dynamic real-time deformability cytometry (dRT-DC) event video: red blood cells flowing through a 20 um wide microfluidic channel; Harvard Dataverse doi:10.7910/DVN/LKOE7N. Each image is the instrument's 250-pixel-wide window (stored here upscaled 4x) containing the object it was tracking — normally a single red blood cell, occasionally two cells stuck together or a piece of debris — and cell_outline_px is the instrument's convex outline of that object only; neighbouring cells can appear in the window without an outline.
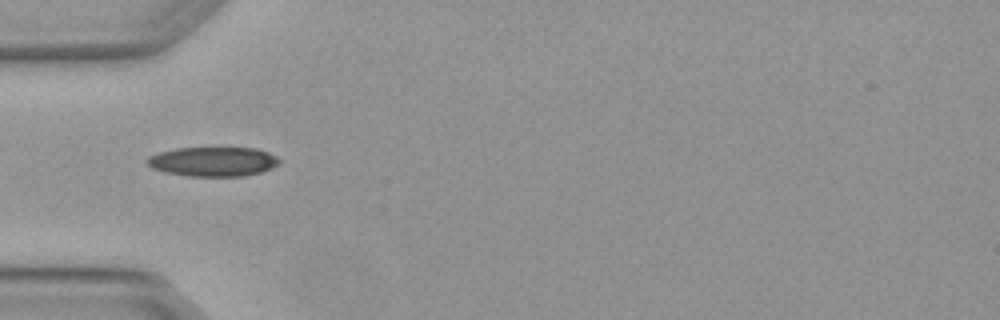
{"species": "Egyptian fruit bat (a non-hibernating species)", "species_latin": "Rousettus aegyptiacus", "temperature_condition": "warm", "stored_images_in_passage": 1, "camera_frame_rate_fps": 3000, "um_per_image_px": 0.085, "animal": {"sex": "female"}, "frame": {"image": 1, "passage_image": 1, "time_ms": 0.0, "image_size_px": [1000, 320], "cell_outline_px": [[280, 164], [272, 168], [260, 172], [244, 176], [188, 176], [164, 172], [152, 168], [144, 160], [148, 156], [160, 152], [176, 148], [256, 148], [268, 152], [276, 156], [280, 160]], "centroid_in_image_um": [18.11, 13.73], "position_along_channel_um": 66.9, "area_um2": 22.77}}